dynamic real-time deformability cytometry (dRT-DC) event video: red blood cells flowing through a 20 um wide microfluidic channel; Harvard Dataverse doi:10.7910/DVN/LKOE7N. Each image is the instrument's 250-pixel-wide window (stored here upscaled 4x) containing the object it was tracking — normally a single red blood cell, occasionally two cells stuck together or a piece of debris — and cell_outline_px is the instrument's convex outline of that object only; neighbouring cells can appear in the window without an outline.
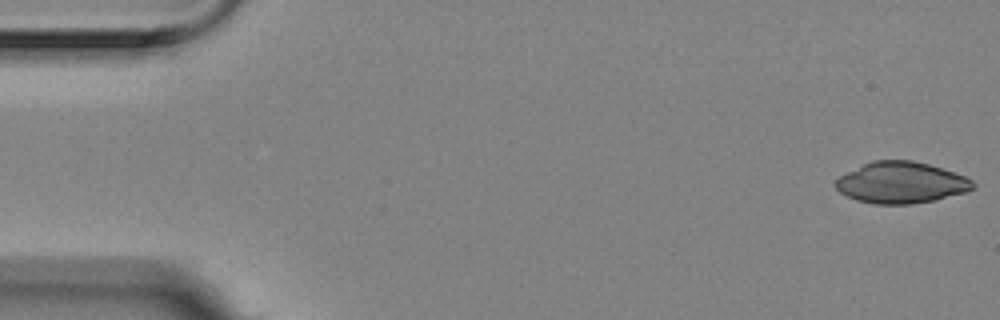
{"species": "Egyptian fruit bat (a non-hibernating species)", "species_latin": "Rousettus aegyptiacus", "temperature_condition": "room temperature", "stored_images_in_passage": 11, "camera_frame_rate_fps": 3000, "um_per_image_px": 0.085, "animal": {"sex": "female"}, "frame": {"image": 1, "passage_image": 1, "time_ms": 0.0, "image_size_px": [1000, 320], "cell_outline_px": [[976, 184], [968, 192], [936, 200], [912, 204], [872, 204], [856, 200], [840, 192], [836, 188], [836, 180], [840, 176], [872, 160], [912, 160], [928, 164], [964, 176], [972, 180]], "centroid_in_image_um": [76.61, 15.54], "position_along_channel_um": 8.4, "area_um2": 32.95}}